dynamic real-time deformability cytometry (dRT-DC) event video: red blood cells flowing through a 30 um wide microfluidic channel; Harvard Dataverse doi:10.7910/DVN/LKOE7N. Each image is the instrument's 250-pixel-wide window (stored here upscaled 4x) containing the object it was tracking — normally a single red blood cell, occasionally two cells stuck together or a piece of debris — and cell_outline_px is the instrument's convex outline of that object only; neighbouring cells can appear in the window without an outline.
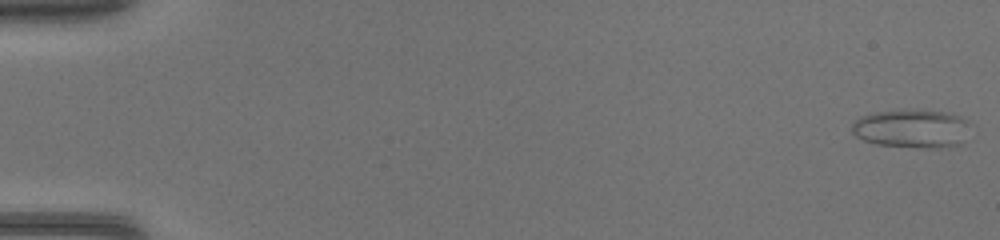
{"species": "common noctule bat (a hibernating species)", "species_latin": "Nyctalus noctula", "temperature_condition": "warm", "stored_images_in_passage": 46, "camera_frame_rate_fps": 3000, "um_per_image_px": 0.085, "animal": {"sex": "female", "body_mass_g": 17.0, "forearm_length_mm": 48.0}, "frame": {"image": 1, "passage_image": 1, "time_ms": 0.0, "image_size_px": [1000, 240], "cell_outline_px": [[972, 124], [960, 144], [940, 148], [916, 148], [876, 144], [864, 140], [856, 136], [852, 132], [852, 124], [860, 116], [872, 112], [908, 108], [952, 112], [968, 120]], "centroid_in_image_um": [77.53, 10.9], "position_along_channel_um": 7.5, "area_um2": 27.4}}
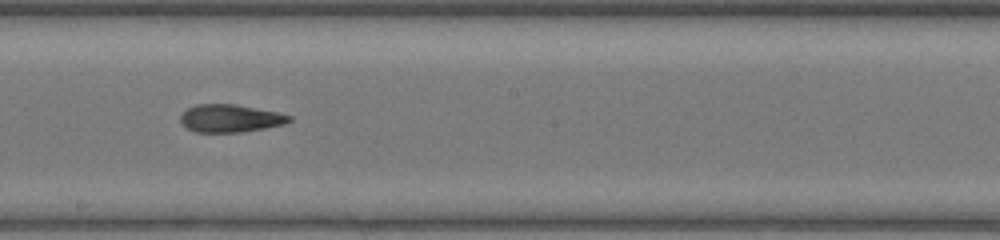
{"frame": {"image": 2, "passage_image": 27, "time_ms": 8.667, "image_size_px": [1000, 240], "cell_outline_px": [[292, 120], [284, 124], [264, 128], [240, 132], [196, 132], [188, 128], [180, 120], [180, 116], [188, 108], [196, 104], [232, 104], [276, 112], [292, 116]], "centroid_in_image_um": [19.57, 10.06], "position_along_channel_um": 228.6, "area_um2": 17.28}}
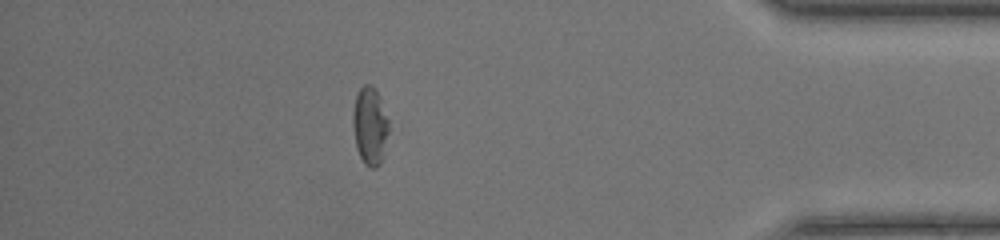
{"frame": {"image": 3, "passage_image": 41, "time_ms": 13.333, "image_size_px": [1000, 240], "cell_outline_px": [[388, 132], [380, 164], [376, 168], [368, 168], [364, 164], [356, 148], [352, 124], [352, 112], [356, 96], [360, 88], [364, 84], [372, 84], [380, 100], [388, 120]], "centroid_in_image_um": [31.41, 10.72], "position_along_channel_um": 403.8, "area_um2": 16.13}}